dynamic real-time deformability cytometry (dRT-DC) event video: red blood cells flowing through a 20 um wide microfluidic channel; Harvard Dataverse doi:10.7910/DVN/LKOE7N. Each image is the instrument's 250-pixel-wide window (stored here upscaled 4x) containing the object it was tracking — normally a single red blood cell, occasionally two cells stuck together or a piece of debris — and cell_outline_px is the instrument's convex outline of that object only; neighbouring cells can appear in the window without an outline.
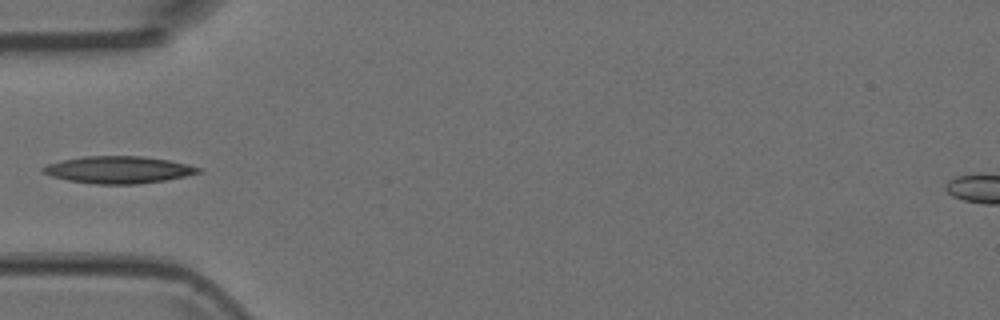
{"species": "Egyptian fruit bat (a non-hibernating species)", "species_latin": "Rousettus aegyptiacus", "temperature_condition": "room temperature", "stored_images_in_passage": 5, "camera_frame_rate_fps": 3000, "um_per_image_px": 0.085, "animal": {"sex": "female"}, "frame": {"image": 1, "passage_image": 5, "time_ms": 1.333, "image_size_px": [1000, 320], "cell_outline_px": [[200, 172], [184, 176], [164, 180], [136, 184], [96, 184], [68, 180], [52, 176], [40, 172], [40, 168], [48, 164], [64, 160], [84, 156], [144, 156], [168, 160], [188, 164], [200, 168]], "centroid_in_image_um": [10.03, 14.42], "position_along_channel_um": 75.0, "area_um2": 24.33}}